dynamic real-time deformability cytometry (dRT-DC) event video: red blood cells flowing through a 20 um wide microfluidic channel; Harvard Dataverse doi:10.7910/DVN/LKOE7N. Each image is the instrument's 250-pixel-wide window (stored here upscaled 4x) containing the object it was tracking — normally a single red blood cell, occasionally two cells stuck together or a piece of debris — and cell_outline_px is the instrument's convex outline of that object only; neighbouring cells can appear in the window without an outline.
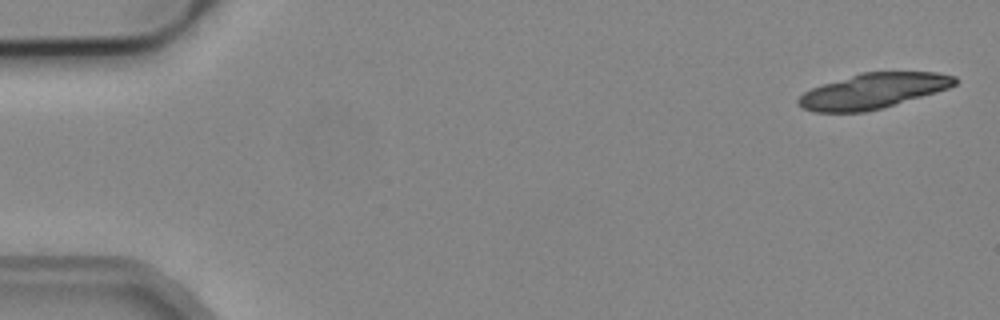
{"species": "common noctule bat (a hibernating species)", "species_latin": "Nyctalus noctula", "temperature_condition": "cold", "stored_images_in_passage": 7, "camera_frame_rate_fps": 3000, "um_per_image_px": 0.085, "animal": {"sex": "male", "body_mass_g": 19.2, "forearm_length_mm": 51.8}, "frame": {"image": 1, "passage_image": 1, "time_ms": 0.0, "image_size_px": [1000, 320], "cell_outline_px": [[960, 80], [956, 84], [948, 88], [936, 92], [880, 108], [864, 112], [812, 112], [796, 104], [796, 100], [804, 92], [812, 88], [860, 72], [936, 72], [956, 76]], "centroid_in_image_um": [74.21, 7.72], "position_along_channel_um": 10.8, "area_um2": 31.91}}